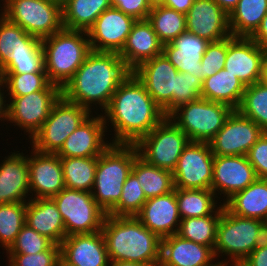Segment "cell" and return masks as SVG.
Segmentation results:
<instances>
[{"mask_svg":"<svg viewBox=\"0 0 267 266\" xmlns=\"http://www.w3.org/2000/svg\"><path fill=\"white\" fill-rule=\"evenodd\" d=\"M104 111L114 126L112 144H136L166 117L133 72L118 86Z\"/></svg>","mask_w":267,"mask_h":266,"instance_id":"1","label":"cell"},{"mask_svg":"<svg viewBox=\"0 0 267 266\" xmlns=\"http://www.w3.org/2000/svg\"><path fill=\"white\" fill-rule=\"evenodd\" d=\"M131 72L119 53L91 51L61 89V94L89 111L92 103L105 110L118 86Z\"/></svg>","mask_w":267,"mask_h":266,"instance_id":"2","label":"cell"},{"mask_svg":"<svg viewBox=\"0 0 267 266\" xmlns=\"http://www.w3.org/2000/svg\"><path fill=\"white\" fill-rule=\"evenodd\" d=\"M101 231L110 261L159 266L162 239L146 228L136 216L106 214Z\"/></svg>","mask_w":267,"mask_h":266,"instance_id":"3","label":"cell"},{"mask_svg":"<svg viewBox=\"0 0 267 266\" xmlns=\"http://www.w3.org/2000/svg\"><path fill=\"white\" fill-rule=\"evenodd\" d=\"M83 35L88 37L86 31L62 28L41 39L47 78L61 89L92 51L89 38Z\"/></svg>","mask_w":267,"mask_h":266,"instance_id":"4","label":"cell"},{"mask_svg":"<svg viewBox=\"0 0 267 266\" xmlns=\"http://www.w3.org/2000/svg\"><path fill=\"white\" fill-rule=\"evenodd\" d=\"M138 156L135 144L112 143L98 156L91 194L106 214L119 202L123 185Z\"/></svg>","mask_w":267,"mask_h":266,"instance_id":"5","label":"cell"},{"mask_svg":"<svg viewBox=\"0 0 267 266\" xmlns=\"http://www.w3.org/2000/svg\"><path fill=\"white\" fill-rule=\"evenodd\" d=\"M229 105L199 98L182 104L168 117L188 136L191 142L209 143L232 113ZM180 112V113H179Z\"/></svg>","mask_w":267,"mask_h":266,"instance_id":"6","label":"cell"},{"mask_svg":"<svg viewBox=\"0 0 267 266\" xmlns=\"http://www.w3.org/2000/svg\"><path fill=\"white\" fill-rule=\"evenodd\" d=\"M2 15L28 34L44 39L60 31L62 4L54 0H5Z\"/></svg>","mask_w":267,"mask_h":266,"instance_id":"7","label":"cell"},{"mask_svg":"<svg viewBox=\"0 0 267 266\" xmlns=\"http://www.w3.org/2000/svg\"><path fill=\"white\" fill-rule=\"evenodd\" d=\"M91 112L61 95L48 118L31 138L32 148L40 153L56 154L66 138L91 116Z\"/></svg>","mask_w":267,"mask_h":266,"instance_id":"8","label":"cell"},{"mask_svg":"<svg viewBox=\"0 0 267 266\" xmlns=\"http://www.w3.org/2000/svg\"><path fill=\"white\" fill-rule=\"evenodd\" d=\"M189 142L188 136L166 116L135 146L139 157L146 163L173 172L182 151Z\"/></svg>","mask_w":267,"mask_h":266,"instance_id":"9","label":"cell"},{"mask_svg":"<svg viewBox=\"0 0 267 266\" xmlns=\"http://www.w3.org/2000/svg\"><path fill=\"white\" fill-rule=\"evenodd\" d=\"M265 221L241 217L230 213L222 205V213L217 225L215 256L224 253L230 256L232 266H239L255 249V239L259 227Z\"/></svg>","mask_w":267,"mask_h":266,"instance_id":"10","label":"cell"},{"mask_svg":"<svg viewBox=\"0 0 267 266\" xmlns=\"http://www.w3.org/2000/svg\"><path fill=\"white\" fill-rule=\"evenodd\" d=\"M51 199L62 215L66 236L101 231L106 213L91 192L64 188Z\"/></svg>","mask_w":267,"mask_h":266,"instance_id":"11","label":"cell"},{"mask_svg":"<svg viewBox=\"0 0 267 266\" xmlns=\"http://www.w3.org/2000/svg\"><path fill=\"white\" fill-rule=\"evenodd\" d=\"M61 95V88L49 83L43 90L10 97V104H7V120L28 132L32 138L48 118L53 105Z\"/></svg>","mask_w":267,"mask_h":266,"instance_id":"12","label":"cell"},{"mask_svg":"<svg viewBox=\"0 0 267 266\" xmlns=\"http://www.w3.org/2000/svg\"><path fill=\"white\" fill-rule=\"evenodd\" d=\"M214 155L206 142H189L173 170L175 188L211 189Z\"/></svg>","mask_w":267,"mask_h":266,"instance_id":"13","label":"cell"},{"mask_svg":"<svg viewBox=\"0 0 267 266\" xmlns=\"http://www.w3.org/2000/svg\"><path fill=\"white\" fill-rule=\"evenodd\" d=\"M147 93L168 116L175 109V76L179 72L162 53L132 71Z\"/></svg>","mask_w":267,"mask_h":266,"instance_id":"14","label":"cell"},{"mask_svg":"<svg viewBox=\"0 0 267 266\" xmlns=\"http://www.w3.org/2000/svg\"><path fill=\"white\" fill-rule=\"evenodd\" d=\"M263 132L253 120L233 110L209 144L213 155L247 156Z\"/></svg>","mask_w":267,"mask_h":266,"instance_id":"15","label":"cell"},{"mask_svg":"<svg viewBox=\"0 0 267 266\" xmlns=\"http://www.w3.org/2000/svg\"><path fill=\"white\" fill-rule=\"evenodd\" d=\"M267 51L250 37H227L224 69L240 79L245 86L261 81Z\"/></svg>","mask_w":267,"mask_h":266,"instance_id":"16","label":"cell"},{"mask_svg":"<svg viewBox=\"0 0 267 266\" xmlns=\"http://www.w3.org/2000/svg\"><path fill=\"white\" fill-rule=\"evenodd\" d=\"M135 22L117 8L104 10L87 31L91 50L120 53Z\"/></svg>","mask_w":267,"mask_h":266,"instance_id":"17","label":"cell"},{"mask_svg":"<svg viewBox=\"0 0 267 266\" xmlns=\"http://www.w3.org/2000/svg\"><path fill=\"white\" fill-rule=\"evenodd\" d=\"M60 258L72 266H109L110 264L102 231L66 236L60 244Z\"/></svg>","mask_w":267,"mask_h":266,"instance_id":"18","label":"cell"},{"mask_svg":"<svg viewBox=\"0 0 267 266\" xmlns=\"http://www.w3.org/2000/svg\"><path fill=\"white\" fill-rule=\"evenodd\" d=\"M186 31L209 42L231 36L229 15L213 0H194L186 13Z\"/></svg>","mask_w":267,"mask_h":266,"instance_id":"19","label":"cell"},{"mask_svg":"<svg viewBox=\"0 0 267 266\" xmlns=\"http://www.w3.org/2000/svg\"><path fill=\"white\" fill-rule=\"evenodd\" d=\"M257 179L254 167L249 163L248 157L217 156L213 159V180L211 190L225 194L226 200L234 193L244 190Z\"/></svg>","mask_w":267,"mask_h":266,"instance_id":"20","label":"cell"},{"mask_svg":"<svg viewBox=\"0 0 267 266\" xmlns=\"http://www.w3.org/2000/svg\"><path fill=\"white\" fill-rule=\"evenodd\" d=\"M105 116L91 115L65 140L63 146L56 153L60 158L68 157H98L111 144L104 141L107 127Z\"/></svg>","mask_w":267,"mask_h":266,"instance_id":"21","label":"cell"},{"mask_svg":"<svg viewBox=\"0 0 267 266\" xmlns=\"http://www.w3.org/2000/svg\"><path fill=\"white\" fill-rule=\"evenodd\" d=\"M32 150L34 156L28 158L30 193H36L34 199L53 198L65 188L61 158Z\"/></svg>","mask_w":267,"mask_h":266,"instance_id":"22","label":"cell"},{"mask_svg":"<svg viewBox=\"0 0 267 266\" xmlns=\"http://www.w3.org/2000/svg\"><path fill=\"white\" fill-rule=\"evenodd\" d=\"M136 217L161 239L177 234L181 218L178 212L176 188L168 194L147 199Z\"/></svg>","mask_w":267,"mask_h":266,"instance_id":"23","label":"cell"},{"mask_svg":"<svg viewBox=\"0 0 267 266\" xmlns=\"http://www.w3.org/2000/svg\"><path fill=\"white\" fill-rule=\"evenodd\" d=\"M210 42L185 31L172 42L163 45L162 53L181 73H190L203 81L201 59Z\"/></svg>","mask_w":267,"mask_h":266,"instance_id":"24","label":"cell"},{"mask_svg":"<svg viewBox=\"0 0 267 266\" xmlns=\"http://www.w3.org/2000/svg\"><path fill=\"white\" fill-rule=\"evenodd\" d=\"M214 248L181 238H162L159 266H208L215 258Z\"/></svg>","mask_w":267,"mask_h":266,"instance_id":"25","label":"cell"},{"mask_svg":"<svg viewBox=\"0 0 267 266\" xmlns=\"http://www.w3.org/2000/svg\"><path fill=\"white\" fill-rule=\"evenodd\" d=\"M163 44L159 41L151 23L147 20H136L127 41L119 53L126 66L133 71L142 62L161 55Z\"/></svg>","mask_w":267,"mask_h":266,"instance_id":"26","label":"cell"},{"mask_svg":"<svg viewBox=\"0 0 267 266\" xmlns=\"http://www.w3.org/2000/svg\"><path fill=\"white\" fill-rule=\"evenodd\" d=\"M25 212V224L42 236L60 245L66 237L62 215L51 198H30Z\"/></svg>","mask_w":267,"mask_h":266,"instance_id":"27","label":"cell"},{"mask_svg":"<svg viewBox=\"0 0 267 266\" xmlns=\"http://www.w3.org/2000/svg\"><path fill=\"white\" fill-rule=\"evenodd\" d=\"M29 191L28 158L12 153L0 164V204L26 202Z\"/></svg>","mask_w":267,"mask_h":266,"instance_id":"28","label":"cell"},{"mask_svg":"<svg viewBox=\"0 0 267 266\" xmlns=\"http://www.w3.org/2000/svg\"><path fill=\"white\" fill-rule=\"evenodd\" d=\"M223 205L234 215L267 221V179L257 178L244 190L234 193Z\"/></svg>","mask_w":267,"mask_h":266,"instance_id":"29","label":"cell"},{"mask_svg":"<svg viewBox=\"0 0 267 266\" xmlns=\"http://www.w3.org/2000/svg\"><path fill=\"white\" fill-rule=\"evenodd\" d=\"M245 88L240 79L223 68L203 80L201 98L224 103L236 110L241 103Z\"/></svg>","mask_w":267,"mask_h":266,"instance_id":"30","label":"cell"},{"mask_svg":"<svg viewBox=\"0 0 267 266\" xmlns=\"http://www.w3.org/2000/svg\"><path fill=\"white\" fill-rule=\"evenodd\" d=\"M110 7L111 0H66L62 4L63 28L87 32L99 15Z\"/></svg>","mask_w":267,"mask_h":266,"instance_id":"31","label":"cell"},{"mask_svg":"<svg viewBox=\"0 0 267 266\" xmlns=\"http://www.w3.org/2000/svg\"><path fill=\"white\" fill-rule=\"evenodd\" d=\"M131 172L138 179L146 199L175 190L172 171L150 165L139 156L134 160Z\"/></svg>","mask_w":267,"mask_h":266,"instance_id":"32","label":"cell"},{"mask_svg":"<svg viewBox=\"0 0 267 266\" xmlns=\"http://www.w3.org/2000/svg\"><path fill=\"white\" fill-rule=\"evenodd\" d=\"M267 13V0H239L229 15V28L234 37H251Z\"/></svg>","mask_w":267,"mask_h":266,"instance_id":"33","label":"cell"},{"mask_svg":"<svg viewBox=\"0 0 267 266\" xmlns=\"http://www.w3.org/2000/svg\"><path fill=\"white\" fill-rule=\"evenodd\" d=\"M98 157L61 158L65 188L91 192Z\"/></svg>","mask_w":267,"mask_h":266,"instance_id":"34","label":"cell"},{"mask_svg":"<svg viewBox=\"0 0 267 266\" xmlns=\"http://www.w3.org/2000/svg\"><path fill=\"white\" fill-rule=\"evenodd\" d=\"M221 213L222 205L217 206L214 215L181 219L177 235L183 239L214 248Z\"/></svg>","mask_w":267,"mask_h":266,"instance_id":"35","label":"cell"},{"mask_svg":"<svg viewBox=\"0 0 267 266\" xmlns=\"http://www.w3.org/2000/svg\"><path fill=\"white\" fill-rule=\"evenodd\" d=\"M176 200L181 219L212 215L217 206L211 189L176 188Z\"/></svg>","mask_w":267,"mask_h":266,"instance_id":"36","label":"cell"},{"mask_svg":"<svg viewBox=\"0 0 267 266\" xmlns=\"http://www.w3.org/2000/svg\"><path fill=\"white\" fill-rule=\"evenodd\" d=\"M147 20L163 45L186 31V14L163 5L152 6Z\"/></svg>","mask_w":267,"mask_h":266,"instance_id":"37","label":"cell"},{"mask_svg":"<svg viewBox=\"0 0 267 266\" xmlns=\"http://www.w3.org/2000/svg\"><path fill=\"white\" fill-rule=\"evenodd\" d=\"M2 73L46 72L42 44H23L12 49L8 61L0 68Z\"/></svg>","mask_w":267,"mask_h":266,"instance_id":"38","label":"cell"},{"mask_svg":"<svg viewBox=\"0 0 267 266\" xmlns=\"http://www.w3.org/2000/svg\"><path fill=\"white\" fill-rule=\"evenodd\" d=\"M236 110L267 132V85L259 81L246 86L241 103Z\"/></svg>","mask_w":267,"mask_h":266,"instance_id":"39","label":"cell"},{"mask_svg":"<svg viewBox=\"0 0 267 266\" xmlns=\"http://www.w3.org/2000/svg\"><path fill=\"white\" fill-rule=\"evenodd\" d=\"M27 202L0 204V243L7 250L25 224Z\"/></svg>","mask_w":267,"mask_h":266,"instance_id":"40","label":"cell"},{"mask_svg":"<svg viewBox=\"0 0 267 266\" xmlns=\"http://www.w3.org/2000/svg\"><path fill=\"white\" fill-rule=\"evenodd\" d=\"M0 68L8 61L12 49L23 44H41V39L28 34L18 24L0 14Z\"/></svg>","mask_w":267,"mask_h":266,"instance_id":"41","label":"cell"},{"mask_svg":"<svg viewBox=\"0 0 267 266\" xmlns=\"http://www.w3.org/2000/svg\"><path fill=\"white\" fill-rule=\"evenodd\" d=\"M146 201V196L138 179L131 172L123 185L119 202L108 215L136 216L141 211Z\"/></svg>","mask_w":267,"mask_h":266,"instance_id":"42","label":"cell"},{"mask_svg":"<svg viewBox=\"0 0 267 266\" xmlns=\"http://www.w3.org/2000/svg\"><path fill=\"white\" fill-rule=\"evenodd\" d=\"M2 82L7 87L10 97L23 96L43 90L50 83L46 72L2 73Z\"/></svg>","mask_w":267,"mask_h":266,"instance_id":"43","label":"cell"},{"mask_svg":"<svg viewBox=\"0 0 267 266\" xmlns=\"http://www.w3.org/2000/svg\"><path fill=\"white\" fill-rule=\"evenodd\" d=\"M54 243L24 224L15 241L7 249L9 254H35L48 250Z\"/></svg>","mask_w":267,"mask_h":266,"instance_id":"44","label":"cell"},{"mask_svg":"<svg viewBox=\"0 0 267 266\" xmlns=\"http://www.w3.org/2000/svg\"><path fill=\"white\" fill-rule=\"evenodd\" d=\"M202 80L190 73L178 72L175 76V109L201 97Z\"/></svg>","mask_w":267,"mask_h":266,"instance_id":"45","label":"cell"},{"mask_svg":"<svg viewBox=\"0 0 267 266\" xmlns=\"http://www.w3.org/2000/svg\"><path fill=\"white\" fill-rule=\"evenodd\" d=\"M227 54V38L210 42L201 59L203 80L224 68Z\"/></svg>","mask_w":267,"mask_h":266,"instance_id":"46","label":"cell"},{"mask_svg":"<svg viewBox=\"0 0 267 266\" xmlns=\"http://www.w3.org/2000/svg\"><path fill=\"white\" fill-rule=\"evenodd\" d=\"M9 266H58L60 245L53 244L48 250L35 254H9Z\"/></svg>","mask_w":267,"mask_h":266,"instance_id":"47","label":"cell"},{"mask_svg":"<svg viewBox=\"0 0 267 266\" xmlns=\"http://www.w3.org/2000/svg\"><path fill=\"white\" fill-rule=\"evenodd\" d=\"M249 163L254 167L257 178L267 179V132L258 138L247 154Z\"/></svg>","mask_w":267,"mask_h":266,"instance_id":"48","label":"cell"},{"mask_svg":"<svg viewBox=\"0 0 267 266\" xmlns=\"http://www.w3.org/2000/svg\"><path fill=\"white\" fill-rule=\"evenodd\" d=\"M112 7L119 9L124 14L136 20H144L152 9L147 0H111Z\"/></svg>","mask_w":267,"mask_h":266,"instance_id":"49","label":"cell"},{"mask_svg":"<svg viewBox=\"0 0 267 266\" xmlns=\"http://www.w3.org/2000/svg\"><path fill=\"white\" fill-rule=\"evenodd\" d=\"M239 266H267V246L254 249Z\"/></svg>","mask_w":267,"mask_h":266,"instance_id":"50","label":"cell"},{"mask_svg":"<svg viewBox=\"0 0 267 266\" xmlns=\"http://www.w3.org/2000/svg\"><path fill=\"white\" fill-rule=\"evenodd\" d=\"M250 38L267 51V13L263 17L259 28Z\"/></svg>","mask_w":267,"mask_h":266,"instance_id":"51","label":"cell"},{"mask_svg":"<svg viewBox=\"0 0 267 266\" xmlns=\"http://www.w3.org/2000/svg\"><path fill=\"white\" fill-rule=\"evenodd\" d=\"M193 2L194 0H163L161 5L186 14L193 5Z\"/></svg>","mask_w":267,"mask_h":266,"instance_id":"52","label":"cell"},{"mask_svg":"<svg viewBox=\"0 0 267 266\" xmlns=\"http://www.w3.org/2000/svg\"><path fill=\"white\" fill-rule=\"evenodd\" d=\"M267 246V221H265L258 230L255 239V249H261Z\"/></svg>","mask_w":267,"mask_h":266,"instance_id":"53","label":"cell"},{"mask_svg":"<svg viewBox=\"0 0 267 266\" xmlns=\"http://www.w3.org/2000/svg\"><path fill=\"white\" fill-rule=\"evenodd\" d=\"M215 1L228 15L236 8L239 0H213Z\"/></svg>","mask_w":267,"mask_h":266,"instance_id":"54","label":"cell"},{"mask_svg":"<svg viewBox=\"0 0 267 266\" xmlns=\"http://www.w3.org/2000/svg\"><path fill=\"white\" fill-rule=\"evenodd\" d=\"M1 86H4L3 85V82L0 84V88ZM4 102H6L4 100V94L1 92V89H0V120L4 119V120H7V104H5Z\"/></svg>","mask_w":267,"mask_h":266,"instance_id":"55","label":"cell"},{"mask_svg":"<svg viewBox=\"0 0 267 266\" xmlns=\"http://www.w3.org/2000/svg\"><path fill=\"white\" fill-rule=\"evenodd\" d=\"M110 264H111L110 266H146L138 263L123 262V261H111Z\"/></svg>","mask_w":267,"mask_h":266,"instance_id":"56","label":"cell"},{"mask_svg":"<svg viewBox=\"0 0 267 266\" xmlns=\"http://www.w3.org/2000/svg\"><path fill=\"white\" fill-rule=\"evenodd\" d=\"M261 81L267 85V56L264 61Z\"/></svg>","mask_w":267,"mask_h":266,"instance_id":"57","label":"cell"},{"mask_svg":"<svg viewBox=\"0 0 267 266\" xmlns=\"http://www.w3.org/2000/svg\"><path fill=\"white\" fill-rule=\"evenodd\" d=\"M151 6L155 5H161L163 3V0H147Z\"/></svg>","mask_w":267,"mask_h":266,"instance_id":"58","label":"cell"},{"mask_svg":"<svg viewBox=\"0 0 267 266\" xmlns=\"http://www.w3.org/2000/svg\"><path fill=\"white\" fill-rule=\"evenodd\" d=\"M208 266H228V262H218L212 265H208Z\"/></svg>","mask_w":267,"mask_h":266,"instance_id":"59","label":"cell"},{"mask_svg":"<svg viewBox=\"0 0 267 266\" xmlns=\"http://www.w3.org/2000/svg\"><path fill=\"white\" fill-rule=\"evenodd\" d=\"M58 266H72V265H68L66 264L61 258L59 260Z\"/></svg>","mask_w":267,"mask_h":266,"instance_id":"60","label":"cell"},{"mask_svg":"<svg viewBox=\"0 0 267 266\" xmlns=\"http://www.w3.org/2000/svg\"><path fill=\"white\" fill-rule=\"evenodd\" d=\"M54 1H57V2H60L61 4H63L66 0H54Z\"/></svg>","mask_w":267,"mask_h":266,"instance_id":"61","label":"cell"},{"mask_svg":"<svg viewBox=\"0 0 267 266\" xmlns=\"http://www.w3.org/2000/svg\"><path fill=\"white\" fill-rule=\"evenodd\" d=\"M2 83V72L0 70V84Z\"/></svg>","mask_w":267,"mask_h":266,"instance_id":"62","label":"cell"}]
</instances>
